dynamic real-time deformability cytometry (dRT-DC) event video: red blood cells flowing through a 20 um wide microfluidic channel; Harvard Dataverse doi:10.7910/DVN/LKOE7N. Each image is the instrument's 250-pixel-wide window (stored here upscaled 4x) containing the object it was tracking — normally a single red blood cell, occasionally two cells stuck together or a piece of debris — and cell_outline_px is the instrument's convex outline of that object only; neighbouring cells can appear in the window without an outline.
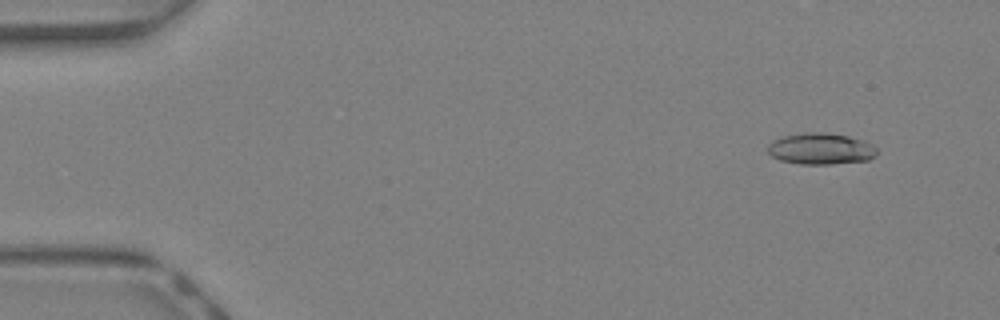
{"species": "Egyptian fruit bat (a non-hibernating species)", "species_latin": "Rousettus aegyptiacus", "temperature_condition": "warm", "stored_images_in_passage": 44, "camera_frame_rate_fps": 3000, "um_per_image_px": 0.085, "animal": {"sex": "female"}, "frame": {"image": 1, "passage_image": 4, "time_ms": 1.0, "image_size_px": [1000, 320], "cell_outline_px": [[876, 156], [868, 160], [832, 164], [800, 164], [780, 160], [772, 156], [768, 152], [768, 144], [772, 140], [784, 136], [804, 132], [820, 132], [848, 136], [864, 140], [872, 144], [876, 148]], "centroid_in_image_um": [69.76, 12.64], "position_along_channel_um": 15.2, "area_um2": 20.0}}
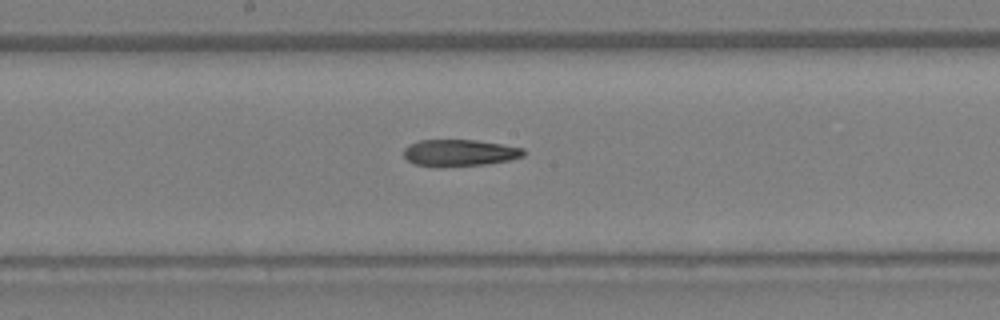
{"frame": {"image": 2, "passage_image": 24, "time_ms": 7.667, "image_size_px": [1000, 320], "cell_outline_px": [[524, 156], [508, 160], [484, 164], [440, 168], [412, 164], [404, 156], [404, 148], [408, 144], [420, 140], [476, 140], [524, 148]], "centroid_in_image_um": [39.0, 13.0], "position_along_channel_um": 209.2, "area_um2": 18.84}}
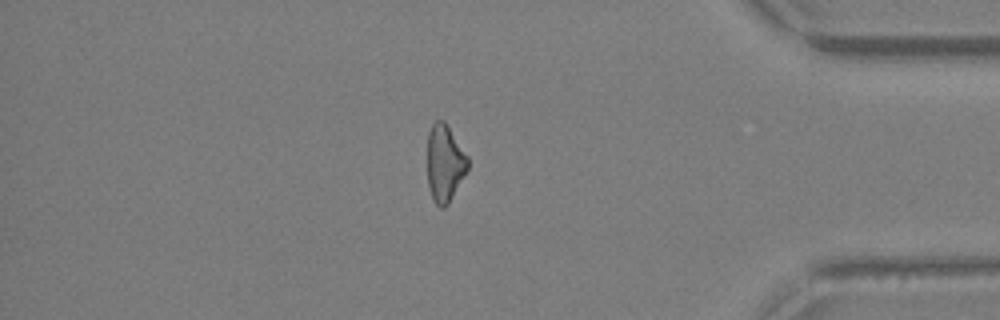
{"frame": {"image": 3, "passage_image": 38, "time_ms": 12.333, "image_size_px": [1000, 320], "cell_outline_px": [[468, 168], [448, 204], [444, 208], [440, 208], [432, 200], [428, 184], [428, 132], [432, 124], [436, 120], [444, 120], [468, 156]], "centroid_in_image_um": [37.79, 13.87], "position_along_channel_um": 397.4, "area_um2": 18.09}, "authors_computed_cell_mechanics": {"area_um2": 19.363, "velocity_mm_per_s": 4.6981, "shape_relaxation_time_tau1_ms": 8.9609, "shape_relaxation_time_tau2_ms": null, "deformation_change_tau1": 0.2518, "deformation_change_tau2": null}}